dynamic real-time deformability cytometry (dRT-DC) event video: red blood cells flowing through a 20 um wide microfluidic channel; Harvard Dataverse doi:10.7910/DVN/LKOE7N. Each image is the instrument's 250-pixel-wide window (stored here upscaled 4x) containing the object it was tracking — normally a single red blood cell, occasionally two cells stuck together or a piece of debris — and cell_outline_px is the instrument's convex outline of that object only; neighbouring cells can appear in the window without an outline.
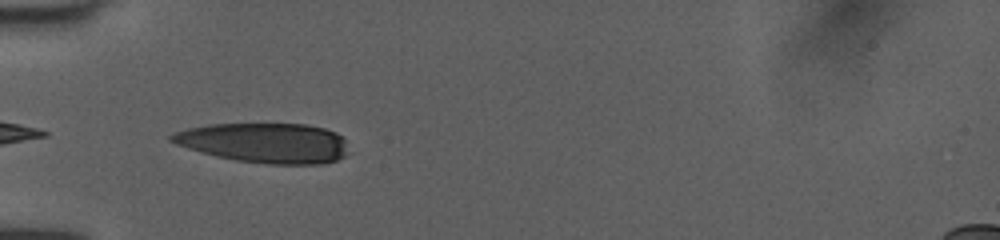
{"species": "human", "species_latin": "Homo sapiens", "temperature_condition": "room temperature", "stored_images_in_passage": 22, "camera_frame_rate_fps": 3000, "um_per_image_px": 0.085, "donor": {"sex": "female"}, "frame": {"image": 1, "passage_image": 1, "time_ms": 0.0, "image_size_px": [1000, 240], "cell_outline_px": [[344, 156], [336, 160], [320, 164], [268, 164], [236, 160], [216, 156], [200, 152], [176, 144], [168, 140], [168, 136], [176, 132], [188, 128], [208, 124], [308, 124], [324, 128], [336, 132], [344, 140]], "centroid_in_image_um": [22.45, 12.14], "position_along_channel_um": 62.5, "area_um2": 40.92}}
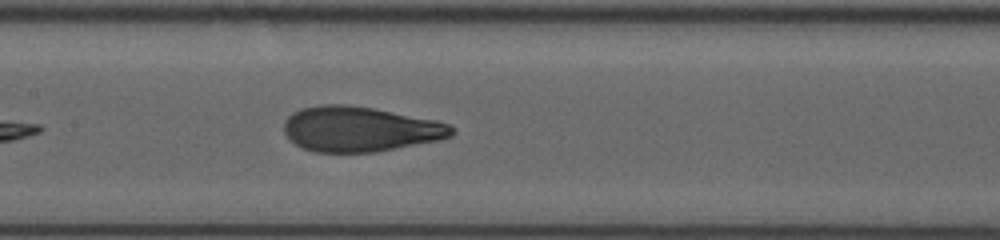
{"frame": {"image": 2, "passage_image": 10, "time_ms": 3.0, "image_size_px": [1000, 240], "cell_outline_px": [[456, 128], [452, 136], [440, 140], [376, 152], [312, 152], [296, 144], [284, 132], [284, 120], [292, 112], [300, 108], [320, 104], [348, 104], [372, 108], [436, 120], [448, 124]], "centroid_in_image_um": [30.59, 10.97], "position_along_channel_um": 176.8, "area_um2": 44.27}}
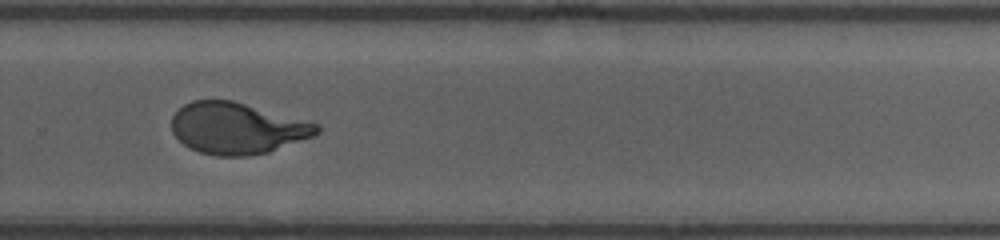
{"frame": {"image": 3, "passage_image": 20, "time_ms": 6.333, "image_size_px": [1000, 240], "cell_outline_px": [[320, 132], [316, 136], [268, 152], [248, 156], [216, 156], [200, 152], [184, 144], [172, 132], [172, 116], [184, 104], [192, 100], [232, 100], [320, 124]], "centroid_in_image_um": [20.19, 10.9], "position_along_channel_um": 309.6, "area_um2": 43.47}}